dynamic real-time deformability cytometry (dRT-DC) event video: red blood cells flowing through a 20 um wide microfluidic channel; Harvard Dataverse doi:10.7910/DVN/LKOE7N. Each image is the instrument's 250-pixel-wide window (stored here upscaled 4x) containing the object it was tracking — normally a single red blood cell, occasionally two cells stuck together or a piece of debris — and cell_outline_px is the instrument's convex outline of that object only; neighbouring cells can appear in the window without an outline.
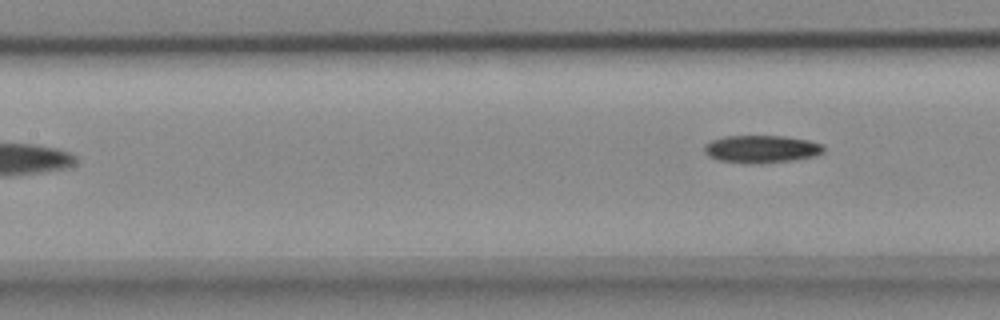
{"species": "common noctule bat (a hibernating species)", "species_latin": "Nyctalus noctula", "temperature_condition": "cold", "stored_images_in_passage": 7, "camera_frame_rate_fps": 3000, "um_per_image_px": 0.085, "animal": {"sex": "female", "body_mass_g": 18.4}, "frame": {"image": 1, "passage_image": 7, "time_ms": 2.0, "image_size_px": [1000, 320], "cell_outline_px": [[824, 152], [816, 156], [760, 164], [720, 160], [708, 156], [704, 148], [704, 144], [712, 140], [724, 136], [788, 136], [808, 140], [824, 144]], "centroid_in_image_um": [64.75, 12.65], "position_along_channel_um": 142.6, "area_um2": 19.13}}